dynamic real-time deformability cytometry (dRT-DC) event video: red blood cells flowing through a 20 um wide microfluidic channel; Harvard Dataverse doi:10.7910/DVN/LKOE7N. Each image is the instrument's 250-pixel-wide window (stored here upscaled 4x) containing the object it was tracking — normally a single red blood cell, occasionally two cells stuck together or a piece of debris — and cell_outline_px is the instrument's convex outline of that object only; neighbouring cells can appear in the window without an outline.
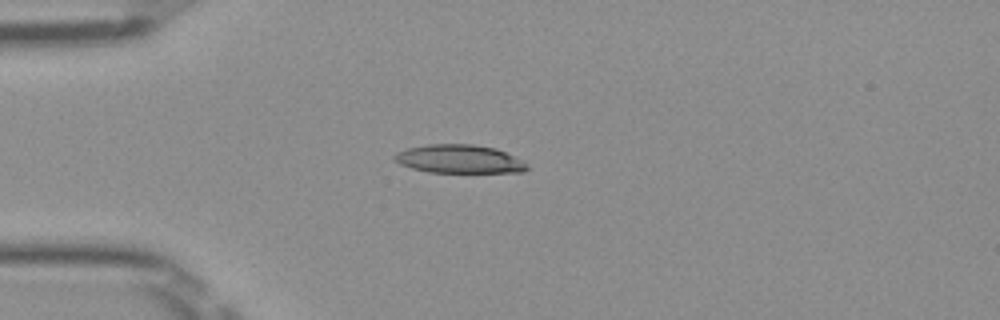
{"species": "Egyptian fruit bat (a non-hibernating species)", "species_latin": "Rousettus aegyptiacus", "temperature_condition": "room temperature", "stored_images_in_passage": 32, "camera_frame_rate_fps": 3000, "um_per_image_px": 0.085, "frame": {"image": 1, "passage_image": 1, "time_ms": 0.0, "image_size_px": [1000, 320], "cell_outline_px": [[528, 168], [524, 172], [428, 172], [412, 168], [400, 164], [392, 156], [396, 152], [408, 148], [428, 144], [472, 144], [496, 148], [524, 160], [528, 164]], "centroid_in_image_um": [39.07, 13.51], "position_along_channel_um": 45.9, "area_um2": 22.02}}
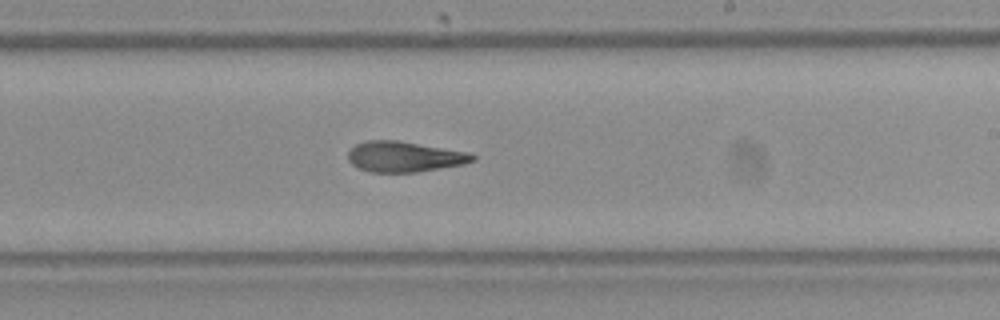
{"frame": {"image": 2, "passage_image": 18, "time_ms": 5.667, "image_size_px": [1000, 320], "cell_outline_px": [[476, 160], [464, 164], [416, 172], [372, 172], [360, 168], [352, 164], [348, 160], [348, 152], [356, 144], [368, 140], [396, 140], [468, 152], [476, 156]], "centroid_in_image_um": [34.38, 13.32], "position_along_channel_um": 254.6, "area_um2": 21.96}}
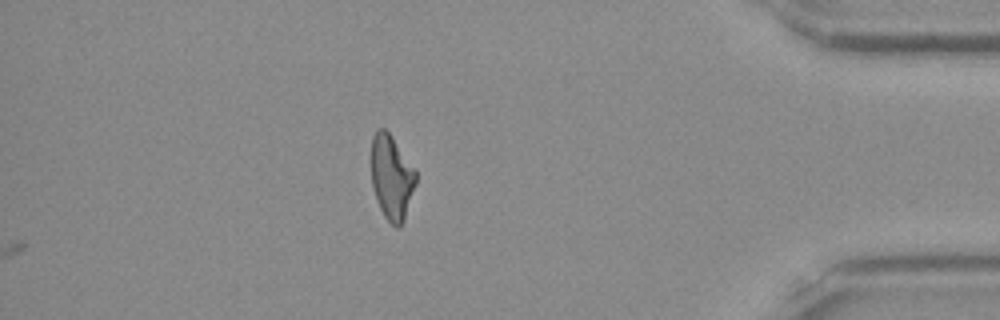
{"frame": {"image": 3, "passage_image": 32, "time_ms": 10.333, "image_size_px": [1000, 320], "cell_outline_px": [[416, 184], [404, 220], [400, 228], [396, 228], [384, 216], [380, 208], [372, 184], [372, 136], [376, 128], [384, 128], [388, 132], [416, 172]], "centroid_in_image_um": [33.28, 15.09], "position_along_channel_um": 401.9, "area_um2": 21.56}, "authors_computed_cell_mechanics": {"area_um2": 22.5998, "velocity_mm_per_s": 4.0127, "shape_relaxation_time_tau1_ms": 9.6043, "shape_relaxation_time_tau2_ms": 4.0233, "deformation_change_tau1": 0.2651, "deformation_change_tau2": 0.1446}}